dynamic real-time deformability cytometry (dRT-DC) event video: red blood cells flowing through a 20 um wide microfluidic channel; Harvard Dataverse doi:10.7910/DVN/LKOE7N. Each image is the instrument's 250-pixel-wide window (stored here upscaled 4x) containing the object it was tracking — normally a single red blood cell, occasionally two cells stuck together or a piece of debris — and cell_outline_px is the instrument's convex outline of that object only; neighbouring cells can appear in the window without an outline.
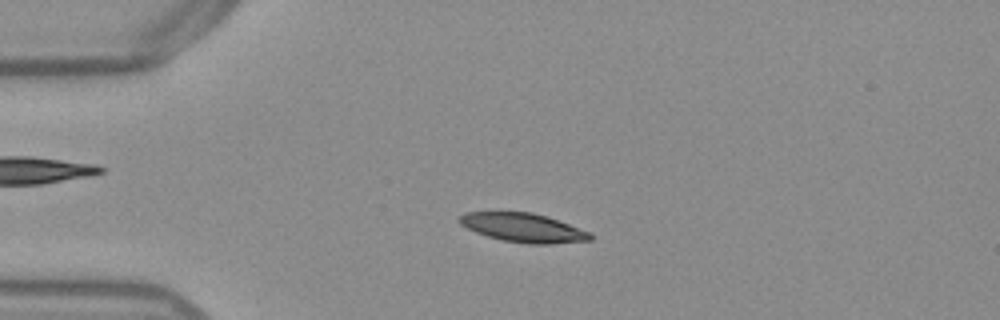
{"species": "Egyptian fruit bat (a non-hibernating species)", "species_latin": "Rousettus aegyptiacus", "temperature_condition": "warm", "stored_images_in_passage": 52, "camera_frame_rate_fps": 3000, "um_per_image_px": 0.085, "frame": {"image": 1, "passage_image": 12, "time_ms": 3.667, "image_size_px": [1000, 320], "cell_outline_px": [[592, 240], [552, 244], [528, 244], [504, 240], [488, 236], [476, 232], [460, 224], [456, 220], [456, 216], [464, 212], [532, 212], [548, 216], [592, 232]], "centroid_in_image_um": [44.48, 19.34], "position_along_channel_um": 40.5, "area_um2": 22.31}}
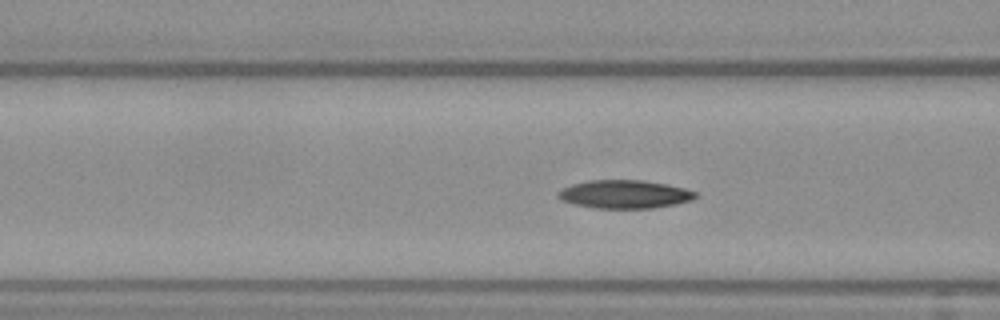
{"frame": {"image": 2, "passage_image": 20, "time_ms": 6.333, "image_size_px": [1000, 320], "cell_outline_px": [[700, 196], [692, 200], [676, 204], [652, 208], [592, 208], [560, 200], [556, 196], [556, 192], [572, 184], [588, 180], [644, 180], [668, 184], [684, 188], [696, 192]], "centroid_in_image_um": [53.1, 16.51], "position_along_channel_um": 113.5, "area_um2": 22.83}}
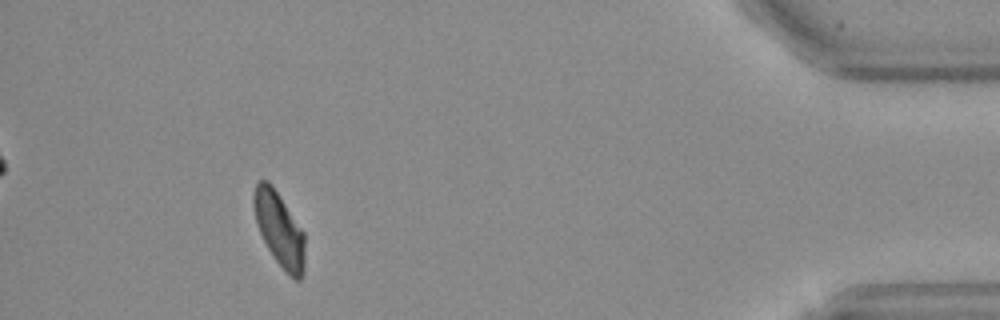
{"frame": {"image": 3, "passage_image": 48, "time_ms": 15.667, "image_size_px": [1000, 320], "cell_outline_px": [[304, 272], [300, 280], [296, 280], [276, 260], [268, 248], [256, 224], [252, 204], [252, 196], [256, 184], [260, 180], [268, 180], [272, 184], [304, 232]], "centroid_in_image_um": [23.72, 19.43], "position_along_channel_um": 411.5, "area_um2": 21.91}, "authors_computed_cell_mechanics": {"area_um2": 22.3108, "velocity_mm_per_s": 3.8244, "shape_relaxation_time_tau1_ms": 9.1032, "shape_relaxation_time_tau2_ms": null, "deformation_change_tau1": 0.1956, "deformation_change_tau2": null}}